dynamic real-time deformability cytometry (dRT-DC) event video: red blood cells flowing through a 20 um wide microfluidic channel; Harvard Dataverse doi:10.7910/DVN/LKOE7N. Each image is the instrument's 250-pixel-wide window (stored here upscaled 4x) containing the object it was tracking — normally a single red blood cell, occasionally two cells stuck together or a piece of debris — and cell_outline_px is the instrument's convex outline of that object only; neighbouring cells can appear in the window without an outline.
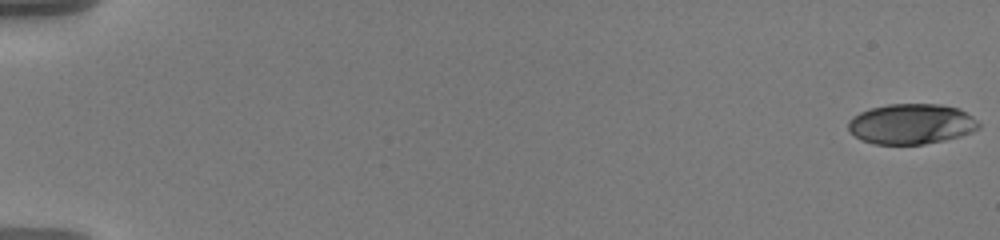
{"species": "human", "species_latin": "Homo sapiens", "temperature_condition": "warm", "stored_images_in_passage": 58, "camera_frame_rate_fps": 3000, "um_per_image_px": 0.085, "donor": {"sex": "male"}, "frame": {"image": 1, "passage_image": 1, "time_ms": 0.0, "image_size_px": [1000, 240], "cell_outline_px": [[980, 128], [972, 132], [960, 136], [944, 140], [924, 144], [872, 144], [860, 140], [848, 128], [848, 120], [852, 116], [860, 112], [872, 108], [888, 104], [940, 104], [960, 108], [972, 116], [980, 124]], "centroid_in_image_um": [77.47, 10.53], "position_along_channel_um": 7.5, "area_um2": 30.81}}
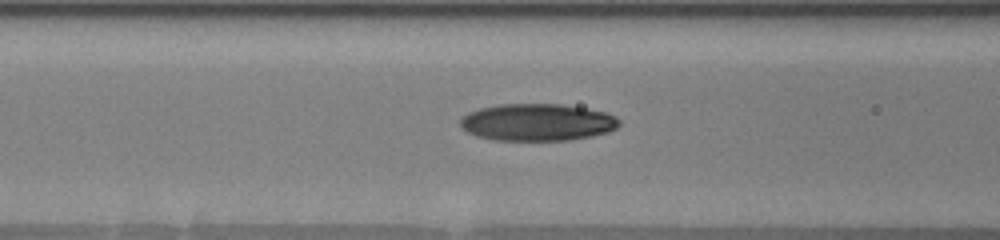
{"frame": {"image": 2, "passage_image": 26, "time_ms": 8.333, "image_size_px": [1000, 240], "cell_outline_px": [[620, 124], [616, 128], [608, 132], [592, 136], [568, 140], [496, 140], [476, 136], [468, 132], [460, 124], [460, 120], [468, 112], [480, 108], [500, 104], [560, 104], [608, 112], [616, 116], [620, 120]], "centroid_in_image_um": [45.7, 10.39], "position_along_channel_um": 120.9, "area_um2": 34.39}}
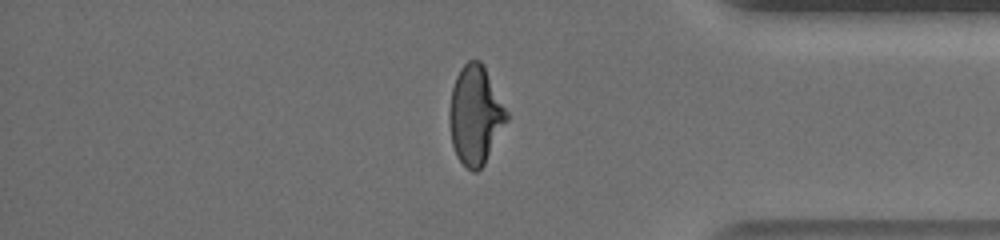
{"frame": {"image": 3, "passage_image": 50, "time_ms": 16.333, "image_size_px": [1000, 240], "cell_outline_px": [[508, 120], [484, 164], [476, 172], [472, 172], [456, 156], [452, 144], [448, 120], [448, 112], [452, 88], [456, 76], [460, 68], [468, 60], [480, 60], [484, 64], [508, 112]], "centroid_in_image_um": [40.39, 9.76], "position_along_channel_um": 394.8, "area_um2": 33.12}, "authors_computed_cell_mechanics": {"area_um2": 32.8882, "velocity_mm_per_s": 3.6058, "shape_relaxation_time_tau1_ms": 6.8346, "shape_relaxation_time_tau2_ms": 1.3792, "deformation_change_tau1": 0.2479, "deformation_change_tau2": 0.0677}}